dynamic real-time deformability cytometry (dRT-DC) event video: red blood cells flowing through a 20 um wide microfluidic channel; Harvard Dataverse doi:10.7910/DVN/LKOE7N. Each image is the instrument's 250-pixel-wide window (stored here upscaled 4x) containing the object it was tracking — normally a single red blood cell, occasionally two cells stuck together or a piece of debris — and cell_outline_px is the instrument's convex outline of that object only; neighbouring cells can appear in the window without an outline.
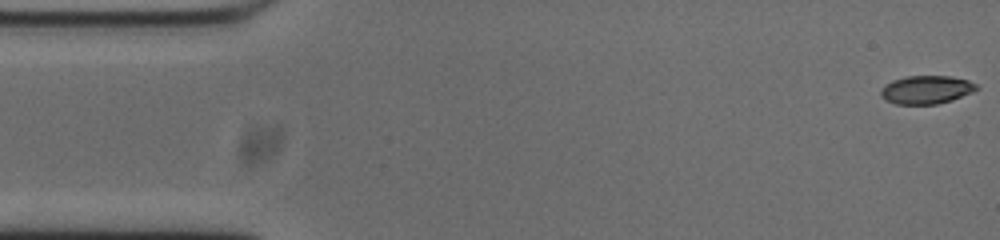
{"species": "common noctule bat (a hibernating species)", "species_latin": "Nyctalus noctula", "temperature_condition": "cold", "stored_images_in_passage": 53, "camera_frame_rate_fps": 3000, "um_per_image_px": 0.085, "animal": {"sex": "male", "body_mass_g": 20.0, "forearm_length_mm": 53.3}, "frame": {"image": 1, "passage_image": 1, "time_ms": 0.0, "image_size_px": [1000, 240], "cell_outline_px": [[980, 88], [972, 92], [952, 100], [936, 104], [896, 104], [880, 96], [880, 92], [884, 84], [892, 80], [908, 76], [948, 76], [968, 80], [976, 84]], "centroid_in_image_um": [78.74, 7.62], "position_along_channel_um": 6.3, "area_um2": 15.72}}
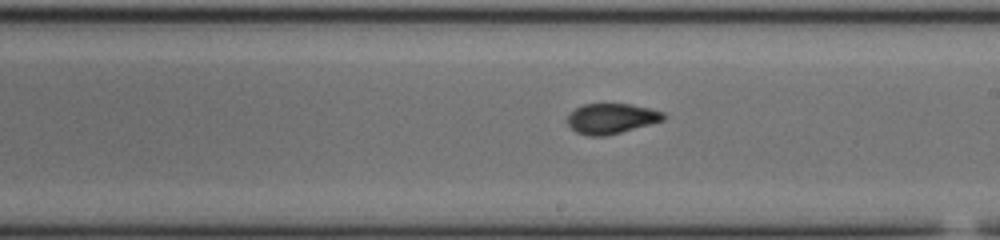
{"frame": {"image": 2, "passage_image": 29, "time_ms": 9.333, "image_size_px": [1000, 240], "cell_outline_px": [[668, 116], [664, 120], [620, 132], [604, 136], [588, 136], [576, 132], [568, 124], [568, 116], [576, 108], [584, 104], [628, 104], [652, 108], [664, 112]], "centroid_in_image_um": [52.0, 10.07], "position_along_channel_um": 237.0, "area_um2": 16.82}}
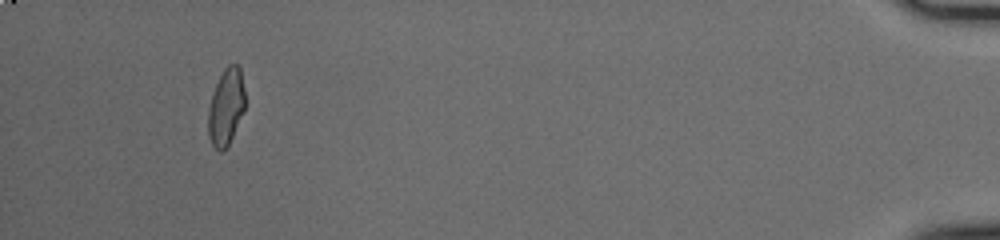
{"frame": {"image": 3, "passage_image": 50, "time_ms": 16.333, "image_size_px": [1000, 240], "cell_outline_px": [[244, 112], [224, 152], [220, 152], [212, 144], [208, 136], [208, 108], [216, 84], [224, 68], [228, 64], [236, 64], [240, 68], [244, 88]], "centroid_in_image_um": [19.21, 9.1], "position_along_channel_um": 416.0, "area_um2": 16.36}, "authors_computed_cell_mechanics": {"area_um2": 17.051, "velocity_mm_per_s": 3.7491, "shape_relaxation_time_tau1_ms": null, "shape_relaxation_time_tau2_ms": 1.5968, "deformation_change_tau1": null, "deformation_change_tau2": 0.0582}}